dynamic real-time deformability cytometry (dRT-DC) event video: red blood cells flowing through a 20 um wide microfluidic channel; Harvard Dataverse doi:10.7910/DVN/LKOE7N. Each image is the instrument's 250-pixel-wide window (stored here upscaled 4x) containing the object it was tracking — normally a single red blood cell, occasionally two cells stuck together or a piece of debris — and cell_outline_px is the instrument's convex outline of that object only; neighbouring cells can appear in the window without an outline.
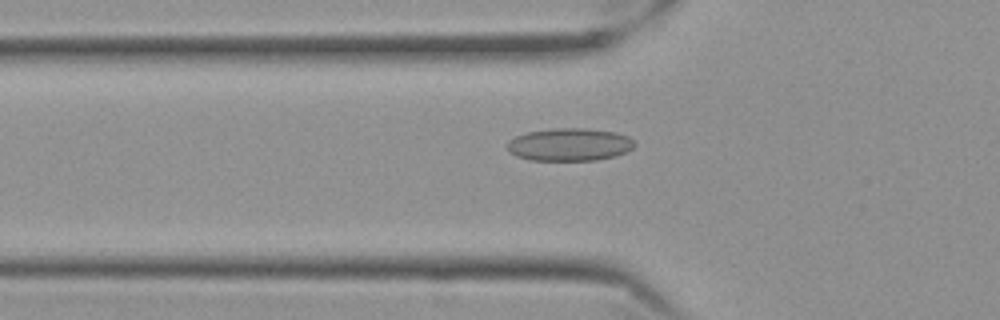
{"species": "Egyptian fruit bat (a non-hibernating species)", "species_latin": "Rousettus aegyptiacus", "temperature_condition": "cold", "stored_images_in_passage": 53, "camera_frame_rate_fps": 3000, "um_per_image_px": 0.085, "frame": {"image": 1, "passage_image": 15, "time_ms": 4.667, "image_size_px": [1000, 320], "cell_outline_px": [[636, 144], [632, 148], [616, 156], [596, 160], [532, 160], [516, 156], [508, 152], [508, 140], [516, 136], [528, 132], [556, 128], [584, 128], [616, 132], [628, 136]], "centroid_in_image_um": [48.41, 12.28], "position_along_channel_um": 77.4, "area_um2": 24.22}}
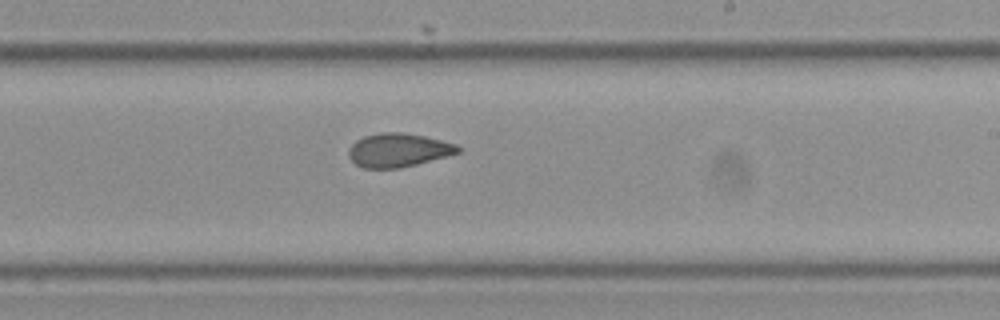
{"frame": {"image": 2, "passage_image": 30, "time_ms": 9.667, "image_size_px": [1000, 320], "cell_outline_px": [[460, 152], [416, 164], [400, 168], [364, 168], [356, 164], [348, 156], [348, 148], [356, 140], [364, 136], [380, 132], [404, 132], [424, 136], [456, 144], [460, 148]], "centroid_in_image_um": [33.82, 12.75], "position_along_channel_um": 255.2, "area_um2": 21.33}}
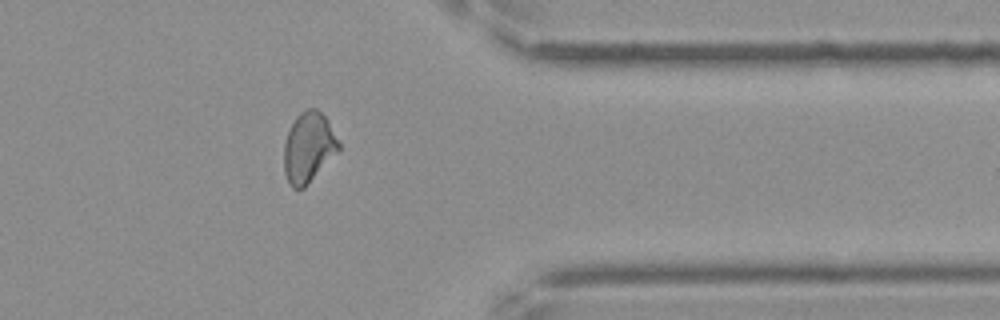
{"frame": {"image": 3, "passage_image": 42, "time_ms": 13.667, "image_size_px": [1000, 320], "cell_outline_px": [[340, 152], [304, 188], [292, 188], [284, 172], [284, 144], [288, 132], [296, 116], [300, 112], [308, 108], [316, 108], [328, 120], [340, 144]], "centroid_in_image_um": [26.25, 12.54], "position_along_channel_um": 385.2, "area_um2": 22.54}, "authors_computed_cell_mechanics": {"area_um2": 22.3108, "velocity_mm_per_s": 3.5313, "shape_relaxation_time_tau1_ms": null, "shape_relaxation_time_tau2_ms": 1.7609, "deformation_change_tau1": null, "deformation_change_tau2": 0.0748}}